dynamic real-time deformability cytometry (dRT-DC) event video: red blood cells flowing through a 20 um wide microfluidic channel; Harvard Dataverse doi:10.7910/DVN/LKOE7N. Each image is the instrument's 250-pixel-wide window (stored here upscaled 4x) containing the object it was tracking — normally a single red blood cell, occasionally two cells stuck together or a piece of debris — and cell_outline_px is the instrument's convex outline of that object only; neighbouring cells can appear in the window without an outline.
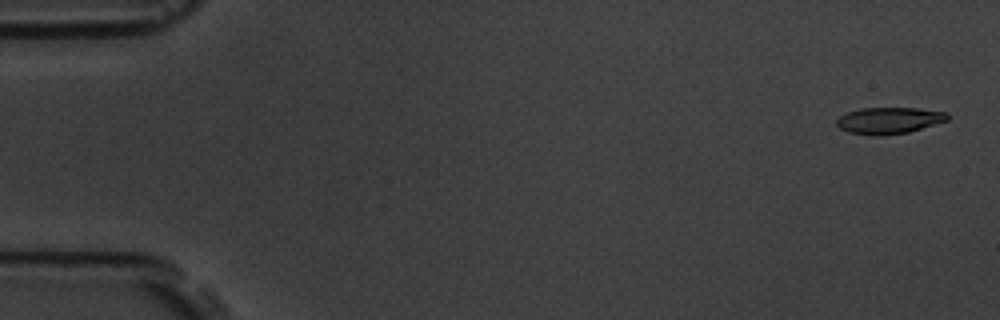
{"species": "common noctule bat (a hibernating species)", "species_latin": "Nyctalus noctula", "temperature_condition": "room temperature", "stored_images_in_passage": 5, "camera_frame_rate_fps": 3000, "um_per_image_px": 0.085, "animal": {"sex": "male", "body_mass_g": 19.5, "forearm_length_mm": 54.6}, "frame": {"image": 1, "passage_image": 1, "time_ms": 0.0, "image_size_px": [1000, 320], "cell_outline_px": [[948, 120], [908, 132], [880, 136], [872, 136], [848, 132], [840, 128], [836, 124], [836, 120], [840, 116], [848, 112], [860, 108], [916, 108], [948, 112]], "centroid_in_image_um": [75.55, 10.24], "position_along_channel_um": 9.5, "area_um2": 17.11}}
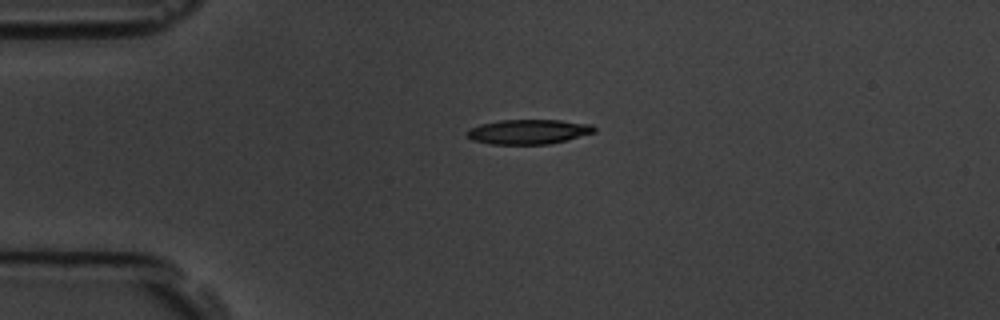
{"frame": {"image": 2, "passage_image": 4, "time_ms": 3.667, "image_size_px": [1000, 320], "cell_outline_px": [[596, 132], [548, 144], [492, 144], [472, 140], [464, 132], [468, 128], [480, 124], [500, 120], [560, 120], [592, 124], [596, 128]], "centroid_in_image_um": [44.89, 11.19], "position_along_channel_um": 40.1, "area_um2": 18.32}}